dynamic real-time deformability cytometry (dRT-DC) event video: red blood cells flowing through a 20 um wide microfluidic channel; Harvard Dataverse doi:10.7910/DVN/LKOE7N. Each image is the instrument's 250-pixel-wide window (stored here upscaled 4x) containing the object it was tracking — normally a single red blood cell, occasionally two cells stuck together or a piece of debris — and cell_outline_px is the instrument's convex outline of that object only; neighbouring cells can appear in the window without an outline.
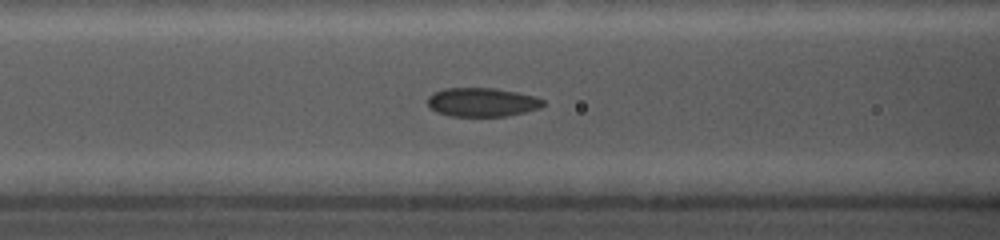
{"species": "common noctule bat (a hibernating species)", "species_latin": "Nyctalus noctula", "temperature_condition": "cold", "stored_images_in_passage": 39, "camera_frame_rate_fps": 5000, "um_per_image_px": 0.085, "animal": {"sex": "female", "body_mass_g": 19.0, "forearm_length_mm": 56.7}, "frame": {"image": 1, "passage_image": 17, "time_ms": 7.0, "image_size_px": [1000, 240], "cell_outline_px": [[544, 104], [540, 108], [508, 116], [448, 116], [436, 112], [428, 108], [428, 96], [432, 92], [444, 88], [496, 88], [536, 96], [544, 100]], "centroid_in_image_um": [40.94, 8.68], "position_along_channel_um": 125.7, "area_um2": 19.65}}
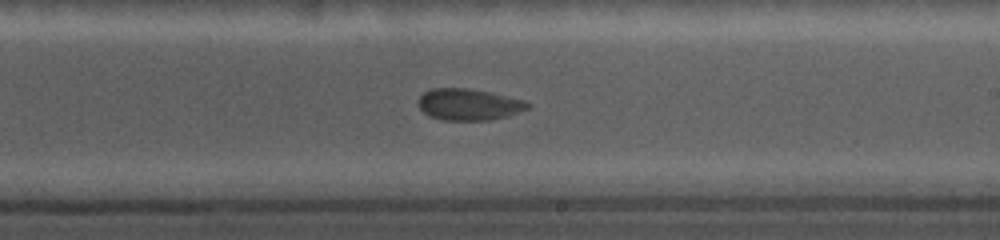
{"frame": {"image": 2, "passage_image": 25, "time_ms": 10.4, "image_size_px": [1000, 240], "cell_outline_px": [[532, 108], [508, 116], [492, 120], [440, 120], [428, 116], [416, 104], [416, 100], [424, 92], [432, 88], [472, 88], [492, 92], [524, 100], [532, 104]], "centroid_in_image_um": [39.86, 8.88], "position_along_channel_um": 249.1, "area_um2": 20.63}}
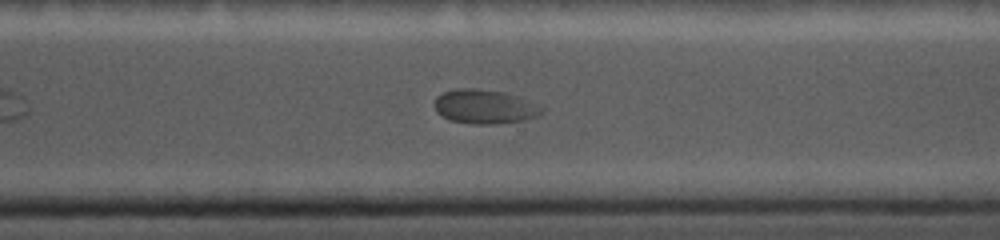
{"frame": {"image": 3, "passage_image": 33, "time_ms": 12.6, "image_size_px": [1000, 240], "cell_outline_px": [[544, 112], [540, 116], [524, 120], [496, 124], [468, 124], [448, 120], [436, 112], [432, 104], [436, 96], [444, 92], [456, 88], [476, 88], [504, 92], [540, 104], [544, 108]], "centroid_in_image_um": [41.18, 9.07], "position_along_channel_um": 329.4, "area_um2": 21.91}}